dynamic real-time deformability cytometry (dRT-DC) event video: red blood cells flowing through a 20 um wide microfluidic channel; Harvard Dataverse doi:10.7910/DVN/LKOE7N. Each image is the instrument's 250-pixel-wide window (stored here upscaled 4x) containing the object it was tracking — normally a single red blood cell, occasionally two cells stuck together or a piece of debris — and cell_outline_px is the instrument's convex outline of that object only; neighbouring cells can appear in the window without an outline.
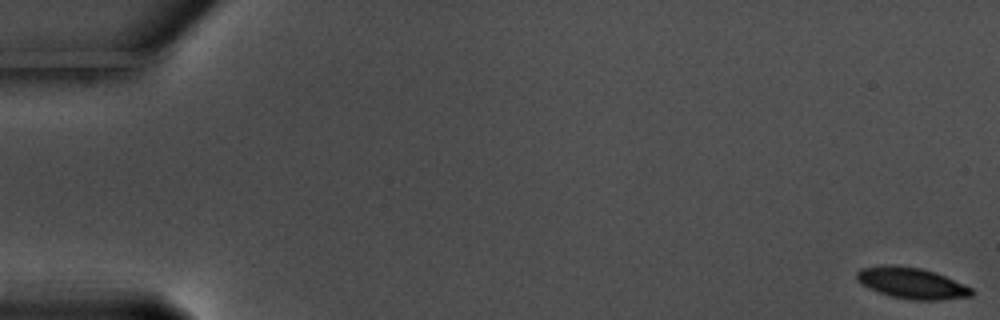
{"species": "common noctule bat (a hibernating species)", "species_latin": "Nyctalus noctula", "temperature_condition": "warm", "stored_images_in_passage": 59, "camera_frame_rate_fps": 3000, "um_per_image_px": 0.085, "animal": {"sex": "male", "body_mass_g": 17.5, "forearm_length_mm": 52.3}, "frame": {"image": 1, "passage_image": 1, "time_ms": 0.0, "image_size_px": [1000, 320], "cell_outline_px": [[972, 296], [936, 300], [912, 300], [892, 296], [868, 288], [860, 284], [856, 280], [856, 272], [860, 268], [884, 264], [892, 264], [920, 268], [936, 272], [972, 288]], "centroid_in_image_um": [77.44, 24.04], "position_along_channel_um": 7.6, "area_um2": 20.87}}
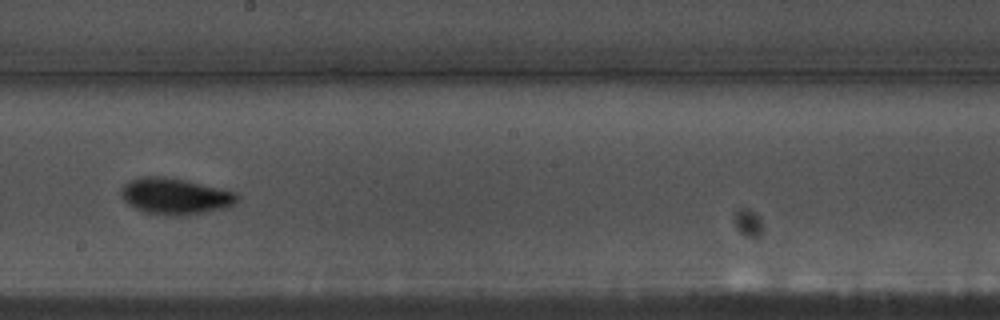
{"frame": {"image": 2, "passage_image": 34, "time_ms": 11.0, "image_size_px": [1000, 320], "cell_outline_px": [[240, 200], [224, 208], [188, 216], [164, 216], [144, 212], [128, 204], [124, 200], [120, 192], [120, 188], [124, 184], [140, 176], [164, 176], [184, 180], [220, 188], [236, 192], [240, 196]], "centroid_in_image_um": [14.89, 16.69], "position_along_channel_um": 233.3, "area_um2": 24.8}}
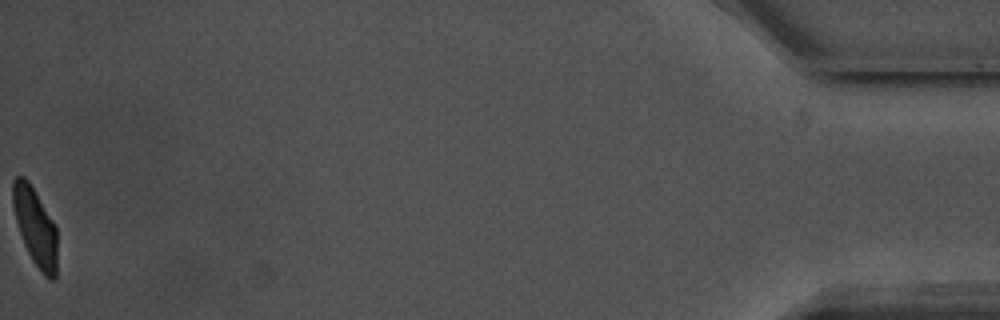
{"frame": {"image": 3, "passage_image": 59, "time_ms": 19.333, "image_size_px": [1000, 320], "cell_outline_px": [[56, 276], [52, 280], [48, 280], [44, 276], [32, 260], [24, 244], [16, 220], [12, 204], [12, 180], [16, 176], [24, 176], [28, 180], [52, 220], [56, 228]], "centroid_in_image_um": [2.98, 19.27], "position_along_channel_um": 432.2, "area_um2": 19.88}, "authors_computed_cell_mechanics": {"area_um2": 21.5594, "velocity_mm_per_s": 3.5531, "shape_relaxation_time_tau1_ms": 2.1647, "shape_relaxation_time_tau2_ms": 2.0509, "deformation_change_tau1": 0.115, "deformation_change_tau2": 0.0667}}